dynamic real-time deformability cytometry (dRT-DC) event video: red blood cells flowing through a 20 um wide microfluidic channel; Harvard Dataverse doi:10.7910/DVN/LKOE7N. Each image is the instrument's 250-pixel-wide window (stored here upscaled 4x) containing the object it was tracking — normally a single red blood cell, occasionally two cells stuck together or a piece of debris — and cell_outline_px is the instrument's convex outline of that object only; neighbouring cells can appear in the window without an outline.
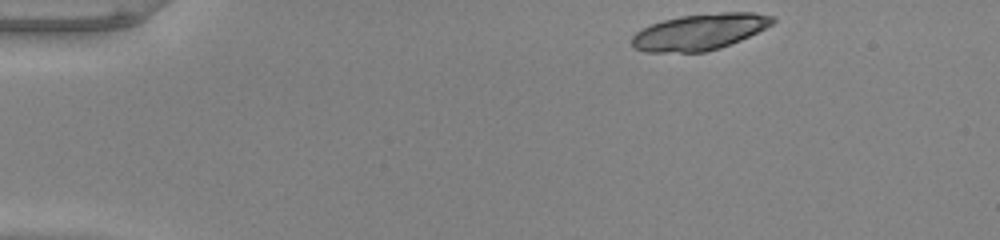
{"species": "common noctule bat (a hibernating species)", "species_latin": "Nyctalus noctula", "temperature_condition": "warm", "stored_images_in_passage": 45, "camera_frame_rate_fps": 3000, "um_per_image_px": 0.085, "animal": {"sex": "male", "body_mass_g": 20.0, "forearm_length_mm": 53.3}, "frame": {"image": 1, "passage_image": 1, "time_ms": 0.0, "image_size_px": [1000, 240], "cell_outline_px": [[776, 20], [772, 24], [740, 40], [720, 48], [704, 52], [644, 52], [636, 48], [632, 44], [632, 36], [636, 32], [652, 24], [664, 20], [680, 16], [720, 12], [752, 12], [776, 16]], "centroid_in_image_um": [59.49, 2.7], "position_along_channel_um": 25.5, "area_um2": 29.48}}
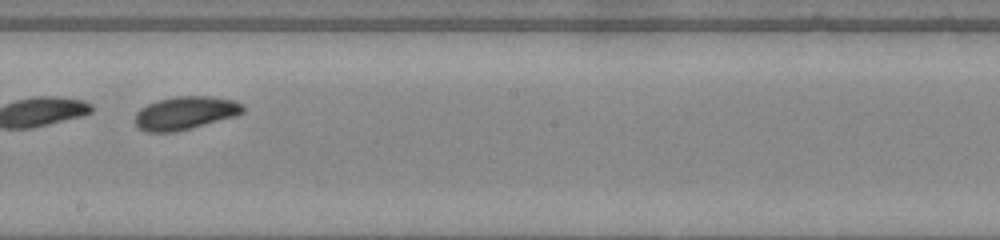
{"frame": {"image": 2, "passage_image": 24, "time_ms": 7.667, "image_size_px": [1000, 240], "cell_outline_px": [[244, 112], [236, 116], [192, 128], [176, 132], [144, 132], [136, 124], [136, 112], [140, 108], [156, 100], [172, 96], [212, 96], [236, 100], [244, 104]], "centroid_in_image_um": [15.78, 9.59], "position_along_channel_um": 232.4, "area_um2": 21.15}, "authors_computed_cell_mechanics": {"area_um2": 21.3282, "velocity_mm_per_s": 3.9386, "shape_relaxation_time_tau1_ms": 3.0907, "shape_relaxation_time_tau2_ms": null, "deformation_change_tau1": 0.1321, "deformation_change_tau2": null}}